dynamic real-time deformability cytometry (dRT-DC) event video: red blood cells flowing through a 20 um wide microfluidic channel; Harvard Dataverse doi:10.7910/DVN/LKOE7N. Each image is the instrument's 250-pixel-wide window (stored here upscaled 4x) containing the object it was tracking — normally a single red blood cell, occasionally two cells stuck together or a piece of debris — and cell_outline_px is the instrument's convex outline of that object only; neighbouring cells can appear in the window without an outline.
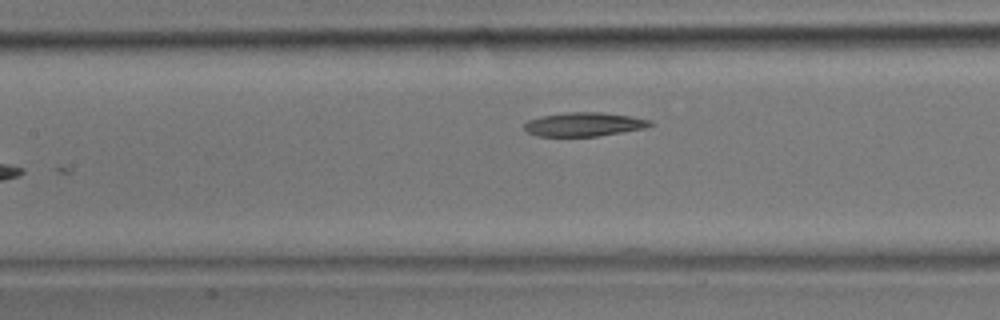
{"species": "common noctule bat (a hibernating species)", "species_latin": "Nyctalus noctula", "temperature_condition": "room temperature", "stored_images_in_passage": 8, "segment_of_instrument_passage": [2, 2], "camera_frame_rate_fps": 3000, "um_per_image_px": 0.085, "animal": {"sex": "male", "body_mass_g": 17.9}, "frame": {"image": 1, "passage_image": 8, "time_ms": 2.333, "image_size_px": [1000, 320], "cell_outline_px": [[656, 124], [644, 128], [596, 136], [536, 136], [528, 132], [524, 128], [524, 124], [528, 120], [540, 116], [568, 112], [600, 112], [632, 116], [652, 120]], "centroid_in_image_um": [49.66, 10.56], "position_along_channel_um": 157.7, "area_um2": 17.51}}